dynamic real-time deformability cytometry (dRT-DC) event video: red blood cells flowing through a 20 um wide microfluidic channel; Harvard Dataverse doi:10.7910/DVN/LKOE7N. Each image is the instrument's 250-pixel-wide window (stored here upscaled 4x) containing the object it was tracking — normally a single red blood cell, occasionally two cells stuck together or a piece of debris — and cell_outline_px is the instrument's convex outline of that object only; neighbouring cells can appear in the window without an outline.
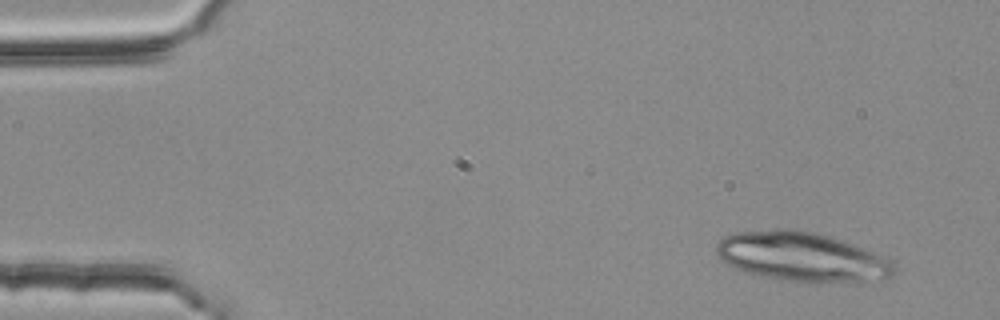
{"species": "common noctule bat (a hibernating species)", "species_latin": "Nyctalus noctula", "temperature_condition": "room temperature", "stored_images_in_passage": 3, "camera_frame_rate_fps": 3000, "um_per_image_px": 0.085, "animal": {"sex": "female", "body_mass_g": 25.1}, "frame": {"image": 1, "passage_image": 1, "time_ms": 0.0, "image_size_px": [1000, 320], "cell_outline_px": [[896, 268], [892, 276], [860, 284], [808, 284], [760, 276], [724, 264], [720, 260], [716, 252], [716, 244], [724, 236], [736, 232], [776, 228], [792, 228], [816, 232], [864, 248], [884, 256], [892, 260], [896, 264]], "centroid_in_image_um": [68.2, 21.87], "position_along_channel_um": 16.8, "area_um2": 52.6}}